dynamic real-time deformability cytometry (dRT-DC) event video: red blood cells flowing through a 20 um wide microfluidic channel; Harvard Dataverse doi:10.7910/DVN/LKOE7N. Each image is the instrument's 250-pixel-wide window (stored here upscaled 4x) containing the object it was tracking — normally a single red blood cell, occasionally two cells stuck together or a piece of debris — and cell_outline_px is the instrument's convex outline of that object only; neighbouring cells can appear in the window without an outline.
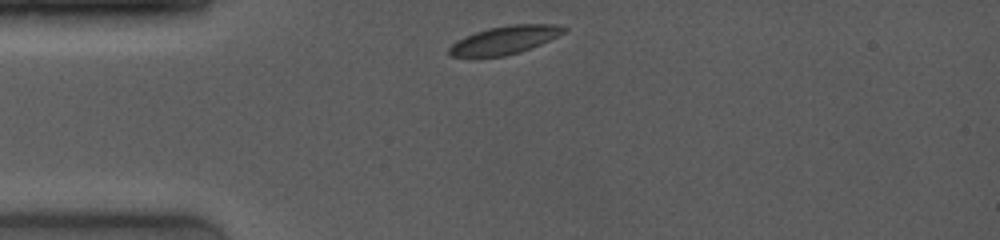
{"species": "common noctule bat (a hibernating species)", "species_latin": "Nyctalus noctula", "temperature_condition": "room temperature", "stored_images_in_passage": 4, "camera_frame_rate_fps": 4000, "um_per_image_px": 0.085, "animal": {"sex": "female", "body_mass_g": 19.0, "forearm_length_mm": 53.3}, "frame": {"image": 1, "passage_image": 1, "time_ms": 0.0, "image_size_px": [1000, 240], "cell_outline_px": [[568, 28], [564, 32], [540, 44], [520, 52], [504, 56], [452, 56], [448, 52], [448, 48], [456, 40], [464, 36], [488, 28], [512, 24], [556, 24]], "centroid_in_image_um": [42.88, 3.39], "position_along_channel_um": 42.1, "area_um2": 18.55}}
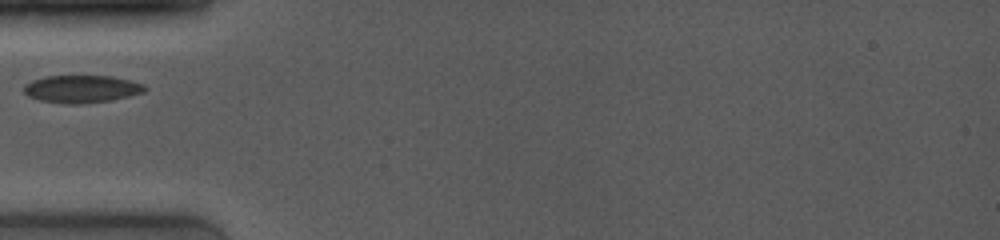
{"frame": {"image": 2, "passage_image": 3, "time_ms": 1.5, "image_size_px": [1000, 240], "cell_outline_px": [[148, 88], [144, 92], [112, 100], [84, 104], [68, 104], [40, 100], [28, 96], [24, 92], [24, 84], [32, 80], [44, 76], [112, 76], [144, 84]], "centroid_in_image_um": [6.93, 7.56], "position_along_channel_um": 78.1, "area_um2": 19.48}}